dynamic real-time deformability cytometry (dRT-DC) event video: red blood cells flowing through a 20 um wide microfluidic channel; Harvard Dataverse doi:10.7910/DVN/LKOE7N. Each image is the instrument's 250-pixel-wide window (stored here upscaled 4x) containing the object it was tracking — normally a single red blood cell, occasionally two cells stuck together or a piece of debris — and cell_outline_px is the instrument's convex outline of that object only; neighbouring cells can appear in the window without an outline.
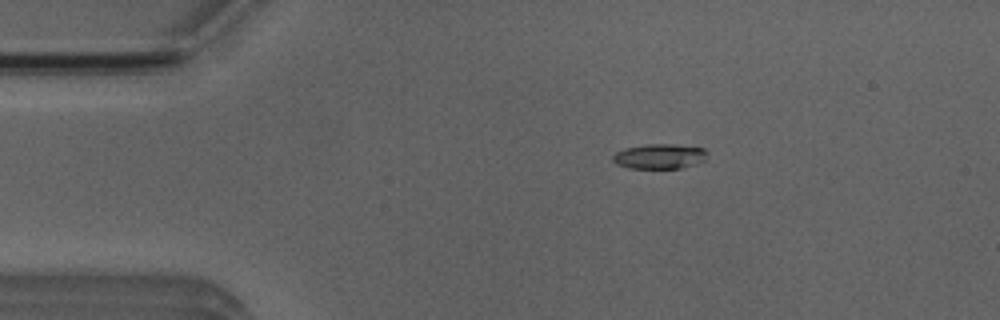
{"species": "Egyptian fruit bat (a non-hibernating species)", "species_latin": "Rousettus aegyptiacus", "temperature_condition": "room temperature", "stored_images_in_passage": 4, "camera_frame_rate_fps": 3000, "um_per_image_px": 0.085, "animal": {"sex": "male"}, "frame": {"image": 1, "passage_image": 1, "time_ms": 0.0, "image_size_px": [1000, 320], "cell_outline_px": [[708, 152], [704, 160], [696, 164], [684, 168], [628, 168], [616, 164], [612, 160], [612, 156], [616, 152], [624, 148], [644, 144], [672, 144], [704, 148]], "centroid_in_image_um": [56.05, 13.29], "position_along_channel_um": 29.0, "area_um2": 13.87}}